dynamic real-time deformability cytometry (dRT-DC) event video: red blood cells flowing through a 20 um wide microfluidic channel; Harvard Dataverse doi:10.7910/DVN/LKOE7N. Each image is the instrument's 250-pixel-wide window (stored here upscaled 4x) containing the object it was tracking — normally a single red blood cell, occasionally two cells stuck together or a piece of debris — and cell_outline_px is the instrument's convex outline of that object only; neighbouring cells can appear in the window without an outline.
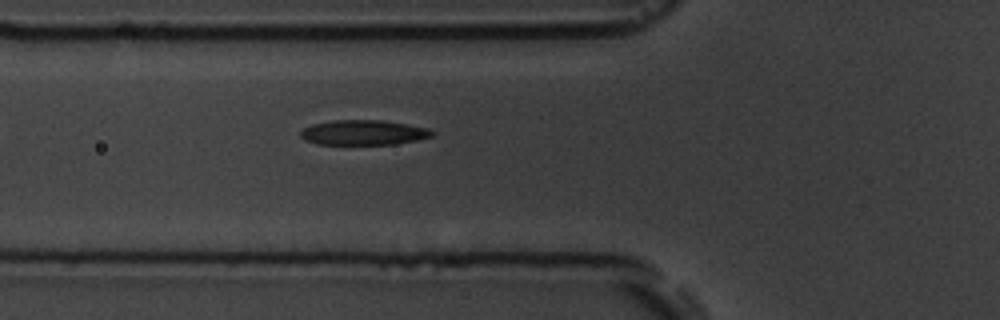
{"species": "common noctule bat (a hibernating species)", "species_latin": "Nyctalus noctula", "temperature_condition": "room temperature", "stored_images_in_passage": 3, "camera_frame_rate_fps": 3000, "um_per_image_px": 0.085, "animal": {"sex": "male", "body_mass_g": 19.5, "forearm_length_mm": 54.6}, "frame": {"image": 1, "passage_image": 3, "time_ms": 3.0, "image_size_px": [1000, 320], "cell_outline_px": [[436, 132], [432, 136], [416, 140], [396, 144], [316, 144], [304, 140], [300, 136], [300, 132], [304, 128], [312, 124], [332, 120], [380, 120], [408, 124], [428, 128]], "centroid_in_image_um": [30.89, 11.26], "position_along_channel_um": 94.9, "area_um2": 19.19}}